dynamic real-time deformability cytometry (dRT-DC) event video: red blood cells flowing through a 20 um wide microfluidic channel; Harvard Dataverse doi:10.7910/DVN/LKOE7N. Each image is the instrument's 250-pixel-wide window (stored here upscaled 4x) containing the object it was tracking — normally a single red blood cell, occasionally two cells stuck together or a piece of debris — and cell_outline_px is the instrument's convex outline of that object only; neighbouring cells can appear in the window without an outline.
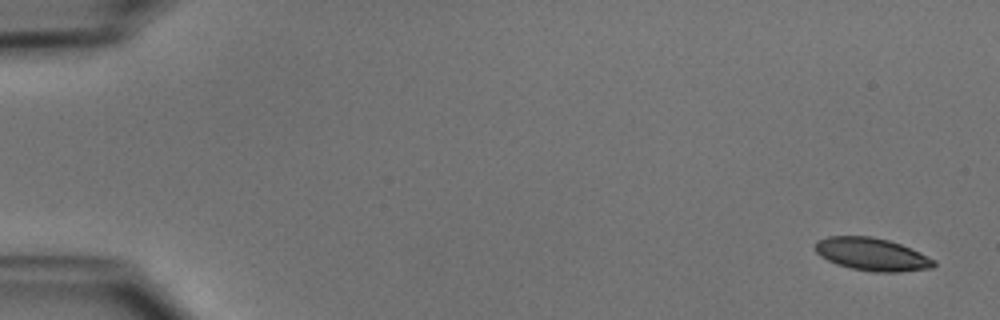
{"species": "common noctule bat (a hibernating species)", "species_latin": "Nyctalus noctula", "temperature_condition": "cold", "stored_images_in_passage": 31, "camera_frame_rate_fps": 3000, "um_per_image_px": 0.085, "animal": {"sex": "male", "body_mass_g": 15.6}, "frame": {"image": 1, "passage_image": 1, "time_ms": 0.0, "image_size_px": [1000, 320], "cell_outline_px": [[936, 264], [932, 268], [900, 272], [876, 272], [852, 268], [836, 264], [820, 256], [816, 252], [816, 240], [828, 236], [872, 236], [888, 240], [912, 248], [936, 260]], "centroid_in_image_um": [74.14, 21.61], "position_along_channel_um": 10.9, "area_um2": 22.72}}
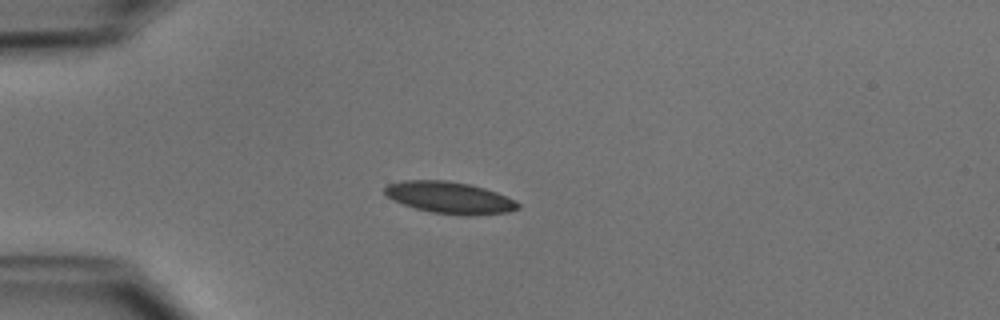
{"frame": {"image": 2, "passage_image": 13, "time_ms": 4.0, "image_size_px": [1000, 320], "cell_outline_px": [[520, 208], [508, 212], [472, 216], [468, 216], [428, 212], [404, 204], [388, 196], [384, 192], [384, 188], [388, 184], [404, 180], [444, 180], [468, 184], [484, 188], [496, 192], [516, 200], [520, 204]], "centroid_in_image_um": [38.26, 16.81], "position_along_channel_um": 46.7, "area_um2": 24.62}}
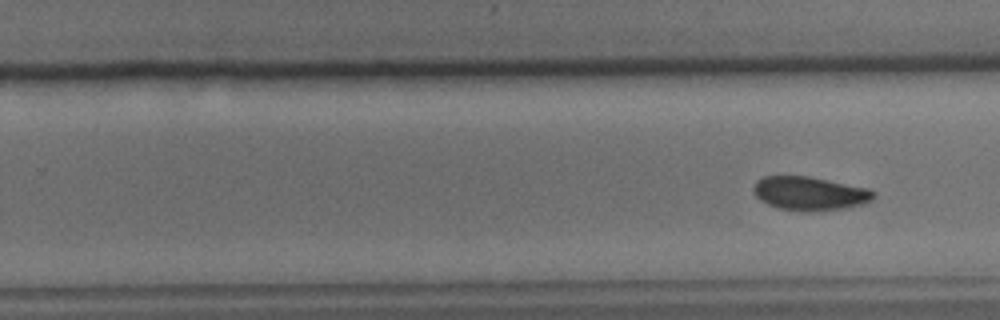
{"frame": {"image": 3, "passage_image": 31, "time_ms": 10.0, "image_size_px": [1000, 320], "cell_outline_px": [[876, 196], [872, 200], [864, 204], [848, 208], [812, 212], [800, 212], [776, 208], [760, 200], [756, 196], [752, 188], [756, 180], [764, 176], [808, 176], [868, 188], [876, 192]], "centroid_in_image_um": [68.84, 16.46], "position_along_channel_um": 261.0, "area_um2": 24.04}}